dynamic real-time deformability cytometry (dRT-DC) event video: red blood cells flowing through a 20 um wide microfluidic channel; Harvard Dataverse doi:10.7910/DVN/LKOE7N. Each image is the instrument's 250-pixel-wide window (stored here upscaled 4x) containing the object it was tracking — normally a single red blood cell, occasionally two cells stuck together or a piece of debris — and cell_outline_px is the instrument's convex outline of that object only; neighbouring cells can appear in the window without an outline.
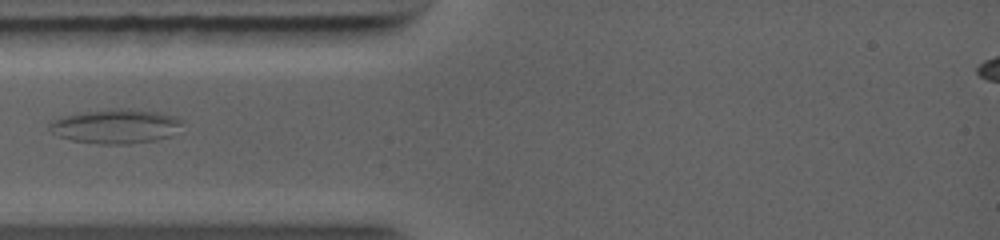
{"species": "common noctule bat (a hibernating species)", "species_latin": "Nyctalus noctula", "temperature_condition": "warm", "stored_images_in_passage": 6, "camera_frame_rate_fps": 5000, "um_per_image_px": 0.085, "animal": {"sex": "female", "body_mass_g": 19.0, "forearm_length_mm": 56.7}, "frame": {"image": 1, "passage_image": 1, "time_ms": 0.0, "image_size_px": [1000, 240], "cell_outline_px": [[184, 120], [172, 136], [156, 140], [128, 144], [96, 144], [72, 140], [60, 136], [52, 132], [48, 128], [48, 124], [52, 120], [64, 116], [84, 112], [120, 108], [156, 112], [176, 116]], "centroid_in_image_um": [9.85, 10.74], "position_along_channel_um": 75.2, "area_um2": 26.41}}